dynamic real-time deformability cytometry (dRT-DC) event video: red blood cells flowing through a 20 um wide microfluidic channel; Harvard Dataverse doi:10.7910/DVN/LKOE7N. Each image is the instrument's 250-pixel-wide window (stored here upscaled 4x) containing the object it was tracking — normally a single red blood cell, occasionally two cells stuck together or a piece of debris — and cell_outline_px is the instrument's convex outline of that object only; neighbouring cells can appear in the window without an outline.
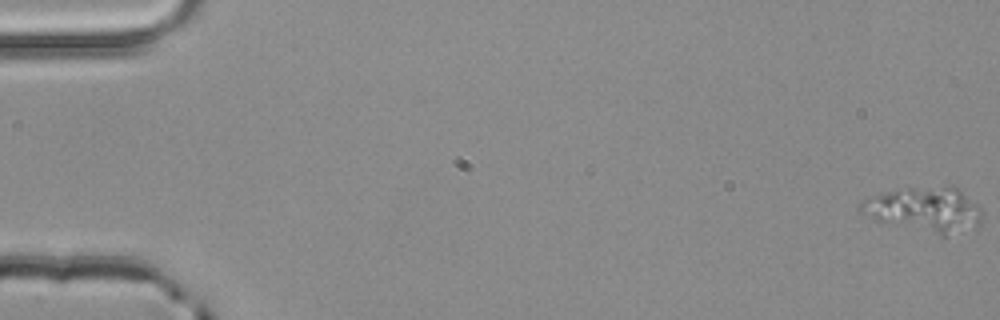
{"species": "common noctule bat (a hibernating species)", "species_latin": "Nyctalus noctula", "temperature_condition": "room temperature", "stored_images_in_passage": 4, "segment_of_instrument_passage": [1, 2], "camera_frame_rate_fps": 3000, "um_per_image_px": 0.085, "animal": {"sex": "male", "body_mass_g": 20.4}, "frame": {"image": 1, "passage_image": 1, "time_ms": 0.0, "image_size_px": [1000, 320], "cell_outline_px": [[984, 212], [980, 224], [976, 228], [944, 236], [940, 236], [876, 220], [860, 212], [860, 204], [864, 200], [888, 192], [908, 188], [952, 184], [960, 188], [980, 204]], "centroid_in_image_um": [78.76, 17.8], "position_along_channel_um": 6.2, "area_um2": 32.19}}